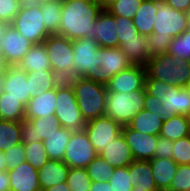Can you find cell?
Masks as SVG:
<instances>
[{"label":"cell","mask_w":190,"mask_h":191,"mask_svg":"<svg viewBox=\"0 0 190 191\" xmlns=\"http://www.w3.org/2000/svg\"><path fill=\"white\" fill-rule=\"evenodd\" d=\"M154 5L157 13L153 33L146 36L151 56L167 53L172 39L188 30L189 20V14L173 9L165 0H154Z\"/></svg>","instance_id":"6da1fadb"},{"label":"cell","mask_w":190,"mask_h":191,"mask_svg":"<svg viewBox=\"0 0 190 191\" xmlns=\"http://www.w3.org/2000/svg\"><path fill=\"white\" fill-rule=\"evenodd\" d=\"M102 10L98 2L63 0L58 35L70 40L94 39L98 30L93 25Z\"/></svg>","instance_id":"7a4b0ae2"},{"label":"cell","mask_w":190,"mask_h":191,"mask_svg":"<svg viewBox=\"0 0 190 191\" xmlns=\"http://www.w3.org/2000/svg\"><path fill=\"white\" fill-rule=\"evenodd\" d=\"M73 87L75 97L85 122L105 114L106 85L84 77L67 80Z\"/></svg>","instance_id":"3957f363"},{"label":"cell","mask_w":190,"mask_h":191,"mask_svg":"<svg viewBox=\"0 0 190 191\" xmlns=\"http://www.w3.org/2000/svg\"><path fill=\"white\" fill-rule=\"evenodd\" d=\"M145 85L132 92L107 91L105 116L117 121L121 126L128 125L130 121L144 109L146 97Z\"/></svg>","instance_id":"277c9868"},{"label":"cell","mask_w":190,"mask_h":191,"mask_svg":"<svg viewBox=\"0 0 190 191\" xmlns=\"http://www.w3.org/2000/svg\"><path fill=\"white\" fill-rule=\"evenodd\" d=\"M56 110L54 115L62 127L82 131L86 125L79 109L71 84L64 80L56 87Z\"/></svg>","instance_id":"5b68a950"},{"label":"cell","mask_w":190,"mask_h":191,"mask_svg":"<svg viewBox=\"0 0 190 191\" xmlns=\"http://www.w3.org/2000/svg\"><path fill=\"white\" fill-rule=\"evenodd\" d=\"M73 45V68L72 78L84 77L98 82V70L102 60L98 58L100 46L88 38L72 40Z\"/></svg>","instance_id":"8992f818"},{"label":"cell","mask_w":190,"mask_h":191,"mask_svg":"<svg viewBox=\"0 0 190 191\" xmlns=\"http://www.w3.org/2000/svg\"><path fill=\"white\" fill-rule=\"evenodd\" d=\"M33 44L44 43L50 35L45 28L41 5H22L10 24Z\"/></svg>","instance_id":"52a82bcc"},{"label":"cell","mask_w":190,"mask_h":191,"mask_svg":"<svg viewBox=\"0 0 190 191\" xmlns=\"http://www.w3.org/2000/svg\"><path fill=\"white\" fill-rule=\"evenodd\" d=\"M44 44L54 73L62 81L71 79L74 61L72 40L53 34L46 38Z\"/></svg>","instance_id":"ba28073f"},{"label":"cell","mask_w":190,"mask_h":191,"mask_svg":"<svg viewBox=\"0 0 190 191\" xmlns=\"http://www.w3.org/2000/svg\"><path fill=\"white\" fill-rule=\"evenodd\" d=\"M98 156L85 130L72 132L63 162L69 168H83Z\"/></svg>","instance_id":"9c48e42d"},{"label":"cell","mask_w":190,"mask_h":191,"mask_svg":"<svg viewBox=\"0 0 190 191\" xmlns=\"http://www.w3.org/2000/svg\"><path fill=\"white\" fill-rule=\"evenodd\" d=\"M84 130L99 154L121 134L122 126L108 116H101L86 122Z\"/></svg>","instance_id":"30bf717a"},{"label":"cell","mask_w":190,"mask_h":191,"mask_svg":"<svg viewBox=\"0 0 190 191\" xmlns=\"http://www.w3.org/2000/svg\"><path fill=\"white\" fill-rule=\"evenodd\" d=\"M98 58L102 60L98 70V82L106 85L115 74L133 64L120 48H99Z\"/></svg>","instance_id":"8fae6325"},{"label":"cell","mask_w":190,"mask_h":191,"mask_svg":"<svg viewBox=\"0 0 190 191\" xmlns=\"http://www.w3.org/2000/svg\"><path fill=\"white\" fill-rule=\"evenodd\" d=\"M121 133L131 149L134 160L149 161L155 157L158 136L139 132L128 125L122 126Z\"/></svg>","instance_id":"7c38bea8"},{"label":"cell","mask_w":190,"mask_h":191,"mask_svg":"<svg viewBox=\"0 0 190 191\" xmlns=\"http://www.w3.org/2000/svg\"><path fill=\"white\" fill-rule=\"evenodd\" d=\"M62 126L55 115L21 121L22 143L44 141Z\"/></svg>","instance_id":"4fadbf2b"},{"label":"cell","mask_w":190,"mask_h":191,"mask_svg":"<svg viewBox=\"0 0 190 191\" xmlns=\"http://www.w3.org/2000/svg\"><path fill=\"white\" fill-rule=\"evenodd\" d=\"M33 43L21 35L14 27L8 26L0 44V51L9 66H16L28 53Z\"/></svg>","instance_id":"5bb4252c"},{"label":"cell","mask_w":190,"mask_h":191,"mask_svg":"<svg viewBox=\"0 0 190 191\" xmlns=\"http://www.w3.org/2000/svg\"><path fill=\"white\" fill-rule=\"evenodd\" d=\"M146 69L142 65L131 67L115 74L106 84L107 91L132 92L145 85Z\"/></svg>","instance_id":"9a60e30c"},{"label":"cell","mask_w":190,"mask_h":191,"mask_svg":"<svg viewBox=\"0 0 190 191\" xmlns=\"http://www.w3.org/2000/svg\"><path fill=\"white\" fill-rule=\"evenodd\" d=\"M178 63L180 61L168 53L154 55L145 64V78H153L174 86L175 64Z\"/></svg>","instance_id":"2e32d148"},{"label":"cell","mask_w":190,"mask_h":191,"mask_svg":"<svg viewBox=\"0 0 190 191\" xmlns=\"http://www.w3.org/2000/svg\"><path fill=\"white\" fill-rule=\"evenodd\" d=\"M3 92H7V96H11L26 106L30 98L29 80L27 74L19 70L16 66H9L3 74Z\"/></svg>","instance_id":"e0dca14e"},{"label":"cell","mask_w":190,"mask_h":191,"mask_svg":"<svg viewBox=\"0 0 190 191\" xmlns=\"http://www.w3.org/2000/svg\"><path fill=\"white\" fill-rule=\"evenodd\" d=\"M93 27L98 30L95 33V38L93 39L101 48H118L119 40L118 34L116 33V23L114 21V15H112L108 10L103 9Z\"/></svg>","instance_id":"ac0fdd59"},{"label":"cell","mask_w":190,"mask_h":191,"mask_svg":"<svg viewBox=\"0 0 190 191\" xmlns=\"http://www.w3.org/2000/svg\"><path fill=\"white\" fill-rule=\"evenodd\" d=\"M161 104L164 107V120L177 114L185 116L190 111V90L172 86L163 94Z\"/></svg>","instance_id":"d6986e66"},{"label":"cell","mask_w":190,"mask_h":191,"mask_svg":"<svg viewBox=\"0 0 190 191\" xmlns=\"http://www.w3.org/2000/svg\"><path fill=\"white\" fill-rule=\"evenodd\" d=\"M10 178V191H36L40 189L38 171L28 162L7 171Z\"/></svg>","instance_id":"ffe728a7"},{"label":"cell","mask_w":190,"mask_h":191,"mask_svg":"<svg viewBox=\"0 0 190 191\" xmlns=\"http://www.w3.org/2000/svg\"><path fill=\"white\" fill-rule=\"evenodd\" d=\"M98 155L103 157L105 162L115 169L129 166L134 161L131 149L122 133Z\"/></svg>","instance_id":"44dd1931"},{"label":"cell","mask_w":190,"mask_h":191,"mask_svg":"<svg viewBox=\"0 0 190 191\" xmlns=\"http://www.w3.org/2000/svg\"><path fill=\"white\" fill-rule=\"evenodd\" d=\"M56 88L33 96L25 106V119L52 116L56 110Z\"/></svg>","instance_id":"7402d4cb"},{"label":"cell","mask_w":190,"mask_h":191,"mask_svg":"<svg viewBox=\"0 0 190 191\" xmlns=\"http://www.w3.org/2000/svg\"><path fill=\"white\" fill-rule=\"evenodd\" d=\"M38 171L40 189L67 182L69 167L61 160L49 159Z\"/></svg>","instance_id":"603a6c76"},{"label":"cell","mask_w":190,"mask_h":191,"mask_svg":"<svg viewBox=\"0 0 190 191\" xmlns=\"http://www.w3.org/2000/svg\"><path fill=\"white\" fill-rule=\"evenodd\" d=\"M16 67L25 73L52 69L45 44H33L31 49L19 61Z\"/></svg>","instance_id":"cb8c5ba5"},{"label":"cell","mask_w":190,"mask_h":191,"mask_svg":"<svg viewBox=\"0 0 190 191\" xmlns=\"http://www.w3.org/2000/svg\"><path fill=\"white\" fill-rule=\"evenodd\" d=\"M149 162L157 189L166 191L176 174L178 164L173 159L155 157Z\"/></svg>","instance_id":"d4e9b609"},{"label":"cell","mask_w":190,"mask_h":191,"mask_svg":"<svg viewBox=\"0 0 190 191\" xmlns=\"http://www.w3.org/2000/svg\"><path fill=\"white\" fill-rule=\"evenodd\" d=\"M129 175L132 179L133 189H142V191H159L155 184L149 161L134 160L129 165Z\"/></svg>","instance_id":"484cf974"},{"label":"cell","mask_w":190,"mask_h":191,"mask_svg":"<svg viewBox=\"0 0 190 191\" xmlns=\"http://www.w3.org/2000/svg\"><path fill=\"white\" fill-rule=\"evenodd\" d=\"M29 80L30 95L38 96L43 92L56 88L62 80L50 70H40L26 73Z\"/></svg>","instance_id":"4316f807"},{"label":"cell","mask_w":190,"mask_h":191,"mask_svg":"<svg viewBox=\"0 0 190 191\" xmlns=\"http://www.w3.org/2000/svg\"><path fill=\"white\" fill-rule=\"evenodd\" d=\"M147 39L145 35L138 33V38L127 39L120 45V50L128 56L133 65L145 66L152 56L147 52Z\"/></svg>","instance_id":"83f0119b"},{"label":"cell","mask_w":190,"mask_h":191,"mask_svg":"<svg viewBox=\"0 0 190 191\" xmlns=\"http://www.w3.org/2000/svg\"><path fill=\"white\" fill-rule=\"evenodd\" d=\"M163 121L159 114L143 109L130 121L128 126L145 134L159 136Z\"/></svg>","instance_id":"f1b7e54d"},{"label":"cell","mask_w":190,"mask_h":191,"mask_svg":"<svg viewBox=\"0 0 190 191\" xmlns=\"http://www.w3.org/2000/svg\"><path fill=\"white\" fill-rule=\"evenodd\" d=\"M157 8L154 0H143L140 8L133 17L134 26L141 35L149 36L153 33Z\"/></svg>","instance_id":"f546056e"},{"label":"cell","mask_w":190,"mask_h":191,"mask_svg":"<svg viewBox=\"0 0 190 191\" xmlns=\"http://www.w3.org/2000/svg\"><path fill=\"white\" fill-rule=\"evenodd\" d=\"M72 132L73 131L61 127L43 141L49 159L63 161L66 146Z\"/></svg>","instance_id":"4dcf8cb0"},{"label":"cell","mask_w":190,"mask_h":191,"mask_svg":"<svg viewBox=\"0 0 190 191\" xmlns=\"http://www.w3.org/2000/svg\"><path fill=\"white\" fill-rule=\"evenodd\" d=\"M190 135L184 115H172L163 121L159 136L175 141Z\"/></svg>","instance_id":"1f68e13d"},{"label":"cell","mask_w":190,"mask_h":191,"mask_svg":"<svg viewBox=\"0 0 190 191\" xmlns=\"http://www.w3.org/2000/svg\"><path fill=\"white\" fill-rule=\"evenodd\" d=\"M0 116L2 120L22 121L25 119V105L20 99L7 96V92L0 94Z\"/></svg>","instance_id":"d6a6232c"},{"label":"cell","mask_w":190,"mask_h":191,"mask_svg":"<svg viewBox=\"0 0 190 191\" xmlns=\"http://www.w3.org/2000/svg\"><path fill=\"white\" fill-rule=\"evenodd\" d=\"M21 121L0 120V150L22 143Z\"/></svg>","instance_id":"836d02e7"},{"label":"cell","mask_w":190,"mask_h":191,"mask_svg":"<svg viewBox=\"0 0 190 191\" xmlns=\"http://www.w3.org/2000/svg\"><path fill=\"white\" fill-rule=\"evenodd\" d=\"M63 0H55L41 5L46 31L50 34H58Z\"/></svg>","instance_id":"e575fe53"},{"label":"cell","mask_w":190,"mask_h":191,"mask_svg":"<svg viewBox=\"0 0 190 191\" xmlns=\"http://www.w3.org/2000/svg\"><path fill=\"white\" fill-rule=\"evenodd\" d=\"M114 167L107 164L103 157L98 155L85 168L92 182L109 181L113 175Z\"/></svg>","instance_id":"d590c367"},{"label":"cell","mask_w":190,"mask_h":191,"mask_svg":"<svg viewBox=\"0 0 190 191\" xmlns=\"http://www.w3.org/2000/svg\"><path fill=\"white\" fill-rule=\"evenodd\" d=\"M25 161L36 170L40 169L48 160V154L45 151L43 141L24 143Z\"/></svg>","instance_id":"8d00e7d4"},{"label":"cell","mask_w":190,"mask_h":191,"mask_svg":"<svg viewBox=\"0 0 190 191\" xmlns=\"http://www.w3.org/2000/svg\"><path fill=\"white\" fill-rule=\"evenodd\" d=\"M167 53L179 61H190V31L174 37Z\"/></svg>","instance_id":"74e56055"},{"label":"cell","mask_w":190,"mask_h":191,"mask_svg":"<svg viewBox=\"0 0 190 191\" xmlns=\"http://www.w3.org/2000/svg\"><path fill=\"white\" fill-rule=\"evenodd\" d=\"M143 0H117L109 5L108 10L112 15L133 19Z\"/></svg>","instance_id":"f35d334b"},{"label":"cell","mask_w":190,"mask_h":191,"mask_svg":"<svg viewBox=\"0 0 190 191\" xmlns=\"http://www.w3.org/2000/svg\"><path fill=\"white\" fill-rule=\"evenodd\" d=\"M91 180L83 168H69L67 184L71 191H89Z\"/></svg>","instance_id":"ab89813d"},{"label":"cell","mask_w":190,"mask_h":191,"mask_svg":"<svg viewBox=\"0 0 190 191\" xmlns=\"http://www.w3.org/2000/svg\"><path fill=\"white\" fill-rule=\"evenodd\" d=\"M112 191H132V179L129 175V166L116 168L108 181Z\"/></svg>","instance_id":"60d3db41"},{"label":"cell","mask_w":190,"mask_h":191,"mask_svg":"<svg viewBox=\"0 0 190 191\" xmlns=\"http://www.w3.org/2000/svg\"><path fill=\"white\" fill-rule=\"evenodd\" d=\"M114 21L116 23V33L118 34L119 47L122 43L126 42L130 38H138V30L134 26L132 19L122 18L114 15Z\"/></svg>","instance_id":"b9f144b4"},{"label":"cell","mask_w":190,"mask_h":191,"mask_svg":"<svg viewBox=\"0 0 190 191\" xmlns=\"http://www.w3.org/2000/svg\"><path fill=\"white\" fill-rule=\"evenodd\" d=\"M172 159L178 165H190V135L173 141Z\"/></svg>","instance_id":"7bdbcfd3"},{"label":"cell","mask_w":190,"mask_h":191,"mask_svg":"<svg viewBox=\"0 0 190 191\" xmlns=\"http://www.w3.org/2000/svg\"><path fill=\"white\" fill-rule=\"evenodd\" d=\"M166 191H190V165H178L176 174Z\"/></svg>","instance_id":"ee69618b"},{"label":"cell","mask_w":190,"mask_h":191,"mask_svg":"<svg viewBox=\"0 0 190 191\" xmlns=\"http://www.w3.org/2000/svg\"><path fill=\"white\" fill-rule=\"evenodd\" d=\"M7 171L18 167L25 159L24 143L12 146L4 152Z\"/></svg>","instance_id":"f6af8a7d"},{"label":"cell","mask_w":190,"mask_h":191,"mask_svg":"<svg viewBox=\"0 0 190 191\" xmlns=\"http://www.w3.org/2000/svg\"><path fill=\"white\" fill-rule=\"evenodd\" d=\"M20 8L18 0H0V20L11 24Z\"/></svg>","instance_id":"bcb514c9"},{"label":"cell","mask_w":190,"mask_h":191,"mask_svg":"<svg viewBox=\"0 0 190 191\" xmlns=\"http://www.w3.org/2000/svg\"><path fill=\"white\" fill-rule=\"evenodd\" d=\"M190 78V61L175 64L174 86L185 87Z\"/></svg>","instance_id":"7dc6e473"},{"label":"cell","mask_w":190,"mask_h":191,"mask_svg":"<svg viewBox=\"0 0 190 191\" xmlns=\"http://www.w3.org/2000/svg\"><path fill=\"white\" fill-rule=\"evenodd\" d=\"M170 84H165L162 81L154 80L153 78H145V88L149 95L163 99V94L171 88Z\"/></svg>","instance_id":"c3c4849f"},{"label":"cell","mask_w":190,"mask_h":191,"mask_svg":"<svg viewBox=\"0 0 190 191\" xmlns=\"http://www.w3.org/2000/svg\"><path fill=\"white\" fill-rule=\"evenodd\" d=\"M173 141L163 138L161 136L157 137V147L155 152V158H169L173 157Z\"/></svg>","instance_id":"681fc988"},{"label":"cell","mask_w":190,"mask_h":191,"mask_svg":"<svg viewBox=\"0 0 190 191\" xmlns=\"http://www.w3.org/2000/svg\"><path fill=\"white\" fill-rule=\"evenodd\" d=\"M161 102H162L161 99L157 97L155 98L146 92L144 109L159 114L161 118L164 120V107L161 104Z\"/></svg>","instance_id":"f907efd6"},{"label":"cell","mask_w":190,"mask_h":191,"mask_svg":"<svg viewBox=\"0 0 190 191\" xmlns=\"http://www.w3.org/2000/svg\"><path fill=\"white\" fill-rule=\"evenodd\" d=\"M173 9L190 14V0H165Z\"/></svg>","instance_id":"816d5d0a"},{"label":"cell","mask_w":190,"mask_h":191,"mask_svg":"<svg viewBox=\"0 0 190 191\" xmlns=\"http://www.w3.org/2000/svg\"><path fill=\"white\" fill-rule=\"evenodd\" d=\"M10 182L8 172H0V191H10Z\"/></svg>","instance_id":"f5cc1de1"},{"label":"cell","mask_w":190,"mask_h":191,"mask_svg":"<svg viewBox=\"0 0 190 191\" xmlns=\"http://www.w3.org/2000/svg\"><path fill=\"white\" fill-rule=\"evenodd\" d=\"M89 191H112L108 181L91 182Z\"/></svg>","instance_id":"db71d44e"},{"label":"cell","mask_w":190,"mask_h":191,"mask_svg":"<svg viewBox=\"0 0 190 191\" xmlns=\"http://www.w3.org/2000/svg\"><path fill=\"white\" fill-rule=\"evenodd\" d=\"M45 191H71L67 182L58 184L56 186H52L49 189H46Z\"/></svg>","instance_id":"11a10c76"},{"label":"cell","mask_w":190,"mask_h":191,"mask_svg":"<svg viewBox=\"0 0 190 191\" xmlns=\"http://www.w3.org/2000/svg\"><path fill=\"white\" fill-rule=\"evenodd\" d=\"M10 24L0 20V44Z\"/></svg>","instance_id":"9f6ffc18"},{"label":"cell","mask_w":190,"mask_h":191,"mask_svg":"<svg viewBox=\"0 0 190 191\" xmlns=\"http://www.w3.org/2000/svg\"><path fill=\"white\" fill-rule=\"evenodd\" d=\"M9 65L6 63L3 54L0 51V74H4Z\"/></svg>","instance_id":"6f0895ef"},{"label":"cell","mask_w":190,"mask_h":191,"mask_svg":"<svg viewBox=\"0 0 190 191\" xmlns=\"http://www.w3.org/2000/svg\"><path fill=\"white\" fill-rule=\"evenodd\" d=\"M7 171L6 160L4 157V152L0 150V172Z\"/></svg>","instance_id":"680465c9"},{"label":"cell","mask_w":190,"mask_h":191,"mask_svg":"<svg viewBox=\"0 0 190 191\" xmlns=\"http://www.w3.org/2000/svg\"><path fill=\"white\" fill-rule=\"evenodd\" d=\"M117 0H97L103 9H106L109 5Z\"/></svg>","instance_id":"91938a15"},{"label":"cell","mask_w":190,"mask_h":191,"mask_svg":"<svg viewBox=\"0 0 190 191\" xmlns=\"http://www.w3.org/2000/svg\"><path fill=\"white\" fill-rule=\"evenodd\" d=\"M18 2L22 5H27V4H34L35 0H18Z\"/></svg>","instance_id":"94428289"},{"label":"cell","mask_w":190,"mask_h":191,"mask_svg":"<svg viewBox=\"0 0 190 191\" xmlns=\"http://www.w3.org/2000/svg\"><path fill=\"white\" fill-rule=\"evenodd\" d=\"M52 1H55V0H35V3L38 5H42V4H45L48 2H52Z\"/></svg>","instance_id":"6125c7cd"},{"label":"cell","mask_w":190,"mask_h":191,"mask_svg":"<svg viewBox=\"0 0 190 191\" xmlns=\"http://www.w3.org/2000/svg\"><path fill=\"white\" fill-rule=\"evenodd\" d=\"M3 74H0V94L3 92Z\"/></svg>","instance_id":"be15d7a7"},{"label":"cell","mask_w":190,"mask_h":191,"mask_svg":"<svg viewBox=\"0 0 190 191\" xmlns=\"http://www.w3.org/2000/svg\"><path fill=\"white\" fill-rule=\"evenodd\" d=\"M185 118H186V121H187V124H188V129H189V132H190V111L185 115Z\"/></svg>","instance_id":"e7e4bbea"},{"label":"cell","mask_w":190,"mask_h":191,"mask_svg":"<svg viewBox=\"0 0 190 191\" xmlns=\"http://www.w3.org/2000/svg\"><path fill=\"white\" fill-rule=\"evenodd\" d=\"M73 1L97 2V0H73Z\"/></svg>","instance_id":"03108f58"},{"label":"cell","mask_w":190,"mask_h":191,"mask_svg":"<svg viewBox=\"0 0 190 191\" xmlns=\"http://www.w3.org/2000/svg\"><path fill=\"white\" fill-rule=\"evenodd\" d=\"M185 87L190 90V78L188 79L187 85Z\"/></svg>","instance_id":"003e7915"},{"label":"cell","mask_w":190,"mask_h":191,"mask_svg":"<svg viewBox=\"0 0 190 191\" xmlns=\"http://www.w3.org/2000/svg\"><path fill=\"white\" fill-rule=\"evenodd\" d=\"M188 30L190 31V14H189V20H188Z\"/></svg>","instance_id":"a7ac6f4b"},{"label":"cell","mask_w":190,"mask_h":191,"mask_svg":"<svg viewBox=\"0 0 190 191\" xmlns=\"http://www.w3.org/2000/svg\"><path fill=\"white\" fill-rule=\"evenodd\" d=\"M132 191H142V189H132Z\"/></svg>","instance_id":"89a4df30"}]
</instances>
